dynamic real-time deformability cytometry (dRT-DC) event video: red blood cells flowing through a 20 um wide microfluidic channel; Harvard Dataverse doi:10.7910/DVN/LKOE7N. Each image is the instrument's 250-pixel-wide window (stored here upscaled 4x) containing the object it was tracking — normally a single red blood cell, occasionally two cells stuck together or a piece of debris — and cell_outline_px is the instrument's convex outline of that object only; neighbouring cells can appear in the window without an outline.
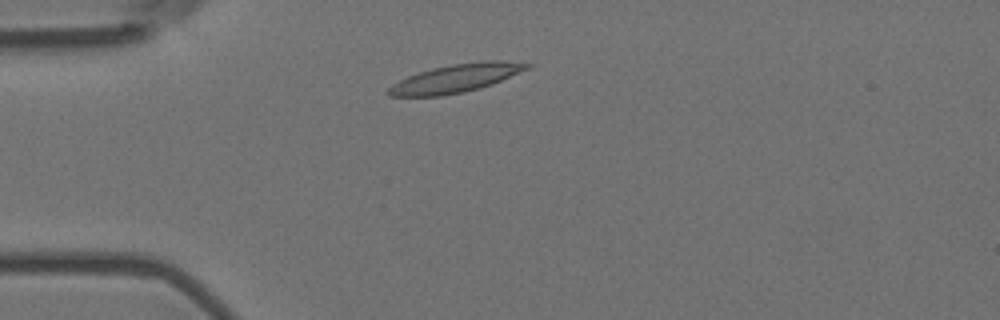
{"species": "Egyptian fruit bat (a non-hibernating species)", "species_latin": "Rousettus aegyptiacus", "temperature_condition": "room temperature", "stored_images_in_passage": 3, "camera_frame_rate_fps": 3000, "um_per_image_px": 0.085, "animal": {"sex": "female"}, "frame": {"image": 1, "passage_image": 2, "time_ms": 0.333, "image_size_px": [1000, 320], "cell_outline_px": [[532, 64], [528, 68], [492, 84], [480, 88], [464, 92], [440, 96], [388, 96], [384, 92], [392, 84], [408, 76], [432, 68], [452, 64], [484, 60], [500, 60]], "centroid_in_image_um": [38.7, 6.66], "position_along_channel_um": 46.3, "area_um2": 22.66}}